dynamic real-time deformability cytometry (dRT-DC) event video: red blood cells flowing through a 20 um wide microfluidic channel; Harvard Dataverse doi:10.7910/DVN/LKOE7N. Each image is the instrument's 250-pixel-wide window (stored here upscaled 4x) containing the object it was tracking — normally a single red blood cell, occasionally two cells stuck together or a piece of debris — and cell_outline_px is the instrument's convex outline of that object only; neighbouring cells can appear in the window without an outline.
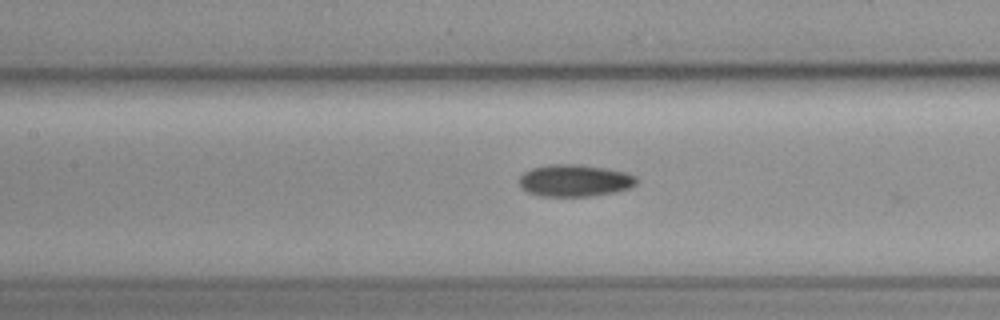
{"species": "common noctule bat (a hibernating species)", "species_latin": "Nyctalus noctula", "temperature_condition": "cold", "stored_images_in_passage": 9, "camera_frame_rate_fps": 3000, "um_per_image_px": 0.085, "animal": {"sex": "female", "body_mass_g": 19.3, "forearm_length_mm": 54.1}, "frame": {"image": 1, "passage_image": 6, "time_ms": 1.667, "image_size_px": [1000, 320], "cell_outline_px": [[636, 184], [628, 188], [616, 192], [592, 196], [540, 196], [528, 192], [520, 184], [520, 176], [524, 172], [532, 168], [552, 164], [580, 164], [604, 168], [624, 172], [636, 176]], "centroid_in_image_um": [48.85, 15.35], "position_along_channel_um": 158.5, "area_um2": 21.73}}